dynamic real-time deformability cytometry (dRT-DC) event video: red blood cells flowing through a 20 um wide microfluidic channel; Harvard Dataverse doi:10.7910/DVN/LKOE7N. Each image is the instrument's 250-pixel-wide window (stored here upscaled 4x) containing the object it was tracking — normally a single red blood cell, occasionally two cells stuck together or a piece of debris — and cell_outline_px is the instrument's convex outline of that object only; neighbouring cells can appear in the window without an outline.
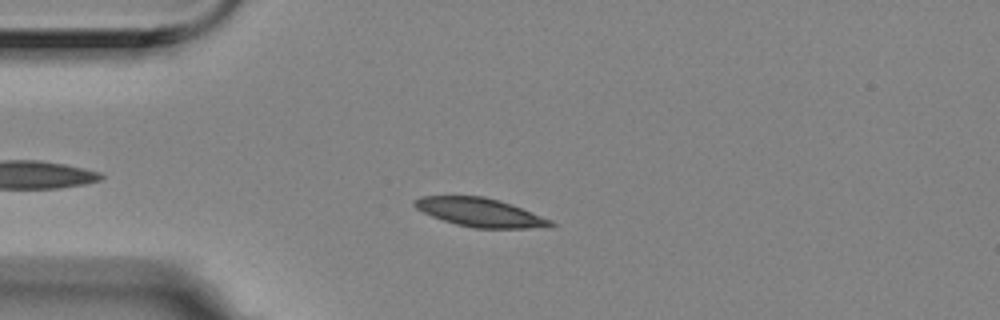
{"species": "Egyptian fruit bat (a non-hibernating species)", "species_latin": "Rousettus aegyptiacus", "temperature_condition": "room temperature", "stored_images_in_passage": 8, "camera_frame_rate_fps": 3000, "um_per_image_px": 0.085, "animal": {"sex": "female"}, "frame": {"image": 1, "passage_image": 5, "time_ms": 1.333, "image_size_px": [1000, 320], "cell_outline_px": [[556, 224], [552, 228], [472, 228], [456, 224], [432, 216], [416, 208], [412, 204], [412, 200], [420, 196], [484, 196], [500, 200], [512, 204], [552, 220]], "centroid_in_image_um": [40.84, 18.06], "position_along_channel_um": 44.2, "area_um2": 22.89}}
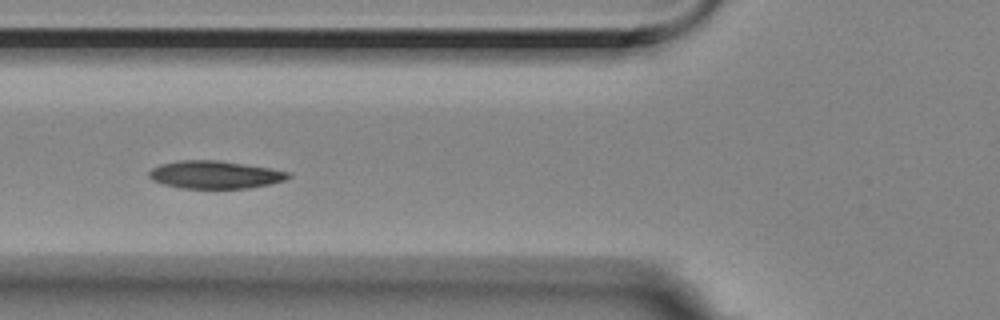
{"frame": {"image": 2, "passage_image": 7, "time_ms": 2.0, "image_size_px": [1000, 320], "cell_outline_px": [[292, 176], [288, 180], [248, 188], [180, 188], [164, 184], [152, 180], [148, 176], [148, 172], [152, 168], [160, 164], [180, 160], [216, 160], [272, 168], [292, 172]], "centroid_in_image_um": [18.3, 14.84], "position_along_channel_um": 107.5, "area_um2": 22.66}}
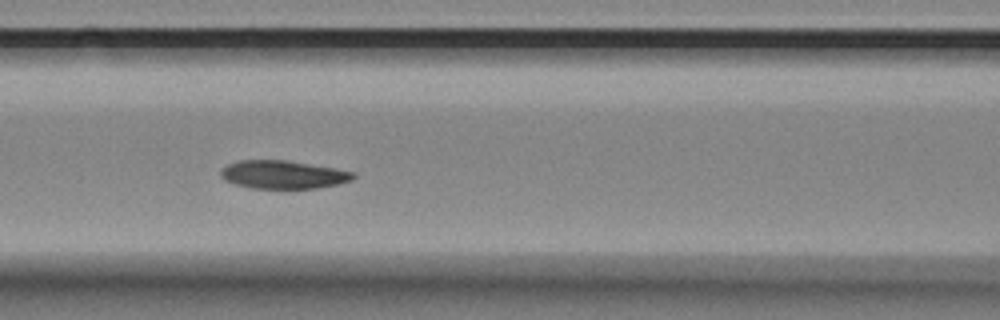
{"frame": {"image": 3, "passage_image": 8, "time_ms": 2.333, "image_size_px": [1000, 320], "cell_outline_px": [[356, 176], [352, 180], [336, 184], [316, 188], [252, 188], [236, 184], [224, 180], [220, 176], [220, 172], [228, 164], [240, 160], [288, 160], [356, 172]], "centroid_in_image_um": [24.07, 14.83], "position_along_channel_um": 142.5, "area_um2": 21.62}}